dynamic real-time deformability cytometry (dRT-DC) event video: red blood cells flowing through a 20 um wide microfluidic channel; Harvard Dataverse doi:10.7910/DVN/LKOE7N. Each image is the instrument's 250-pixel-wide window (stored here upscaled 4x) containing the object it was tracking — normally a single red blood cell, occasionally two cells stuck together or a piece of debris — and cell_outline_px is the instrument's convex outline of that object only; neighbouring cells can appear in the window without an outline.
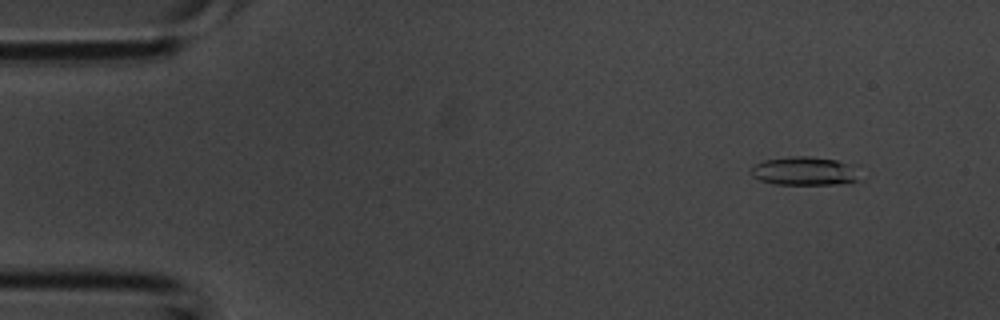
{"species": "common noctule bat (a hibernating species)", "species_latin": "Nyctalus noctula", "temperature_condition": "room temperature", "stored_images_in_passage": 38, "camera_frame_rate_fps": 3000, "um_per_image_px": 0.085, "animal": {"sex": "male", "body_mass_g": 20.1, "forearm_length_mm": 53.5}, "frame": {"image": 1, "passage_image": 4, "time_ms": 1.0, "image_size_px": [1000, 320], "cell_outline_px": [[864, 180], [848, 184], [776, 184], [760, 180], [752, 176], [748, 172], [748, 168], [764, 160], [788, 156], [808, 156], [836, 160], [860, 164]], "centroid_in_image_um": [68.56, 14.54], "position_along_channel_um": 16.4, "area_um2": 19.19}}
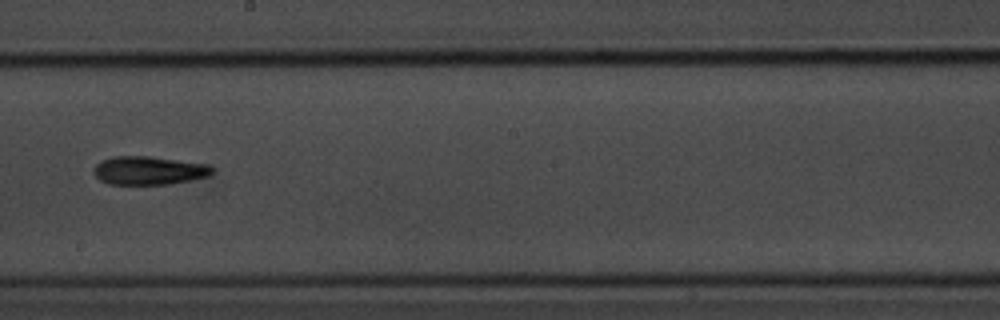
{"frame": {"image": 2, "passage_image": 22, "time_ms": 7.0, "image_size_px": [1000, 320], "cell_outline_px": [[212, 172], [208, 176], [172, 184], [108, 184], [100, 180], [92, 172], [92, 168], [100, 160], [112, 156], [148, 156], [208, 164], [212, 168]], "centroid_in_image_um": [12.59, 14.49], "position_along_channel_um": 235.6, "area_um2": 19.71}}
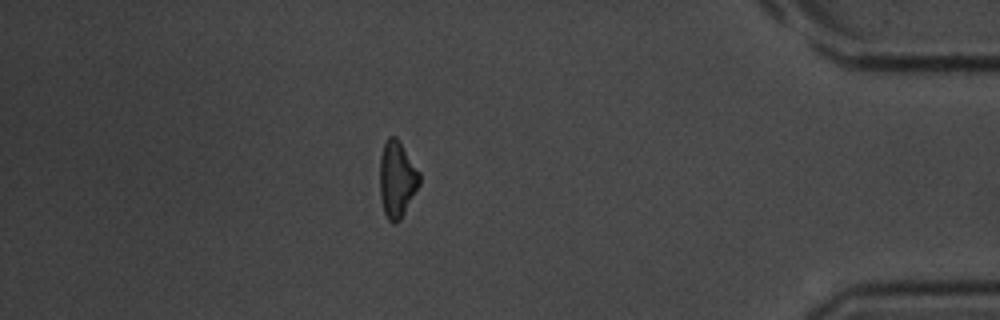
{"frame": {"image": 3, "passage_image": 34, "time_ms": 11.0, "image_size_px": [1000, 320], "cell_outline_px": [[420, 184], [400, 220], [396, 224], [392, 224], [388, 220], [384, 212], [380, 196], [380, 156], [384, 144], [388, 136], [396, 136], [400, 140], [420, 172]], "centroid_in_image_um": [33.75, 15.22], "position_along_channel_um": 401.5, "area_um2": 17.86}}